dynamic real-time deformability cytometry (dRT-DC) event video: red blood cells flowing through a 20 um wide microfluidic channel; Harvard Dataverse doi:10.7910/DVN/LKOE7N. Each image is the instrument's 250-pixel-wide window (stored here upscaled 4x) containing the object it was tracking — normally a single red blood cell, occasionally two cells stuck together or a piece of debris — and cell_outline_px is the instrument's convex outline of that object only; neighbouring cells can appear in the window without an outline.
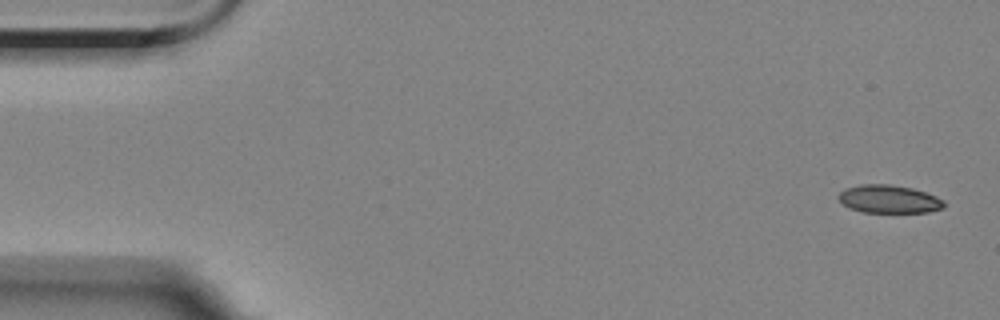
{"species": "Egyptian fruit bat (a non-hibernating species)", "species_latin": "Rousettus aegyptiacus", "temperature_condition": "room temperature", "stored_images_in_passage": 6, "segment_of_instrument_passage": [1, 2], "camera_frame_rate_fps": 3000, "um_per_image_px": 0.085, "animal": {"sex": "female"}, "frame": {"image": 1, "passage_image": 1, "time_ms": 0.0, "image_size_px": [1000, 320], "cell_outline_px": [[944, 208], [928, 212], [864, 212], [852, 208], [844, 204], [836, 196], [844, 188], [860, 184], [892, 184], [912, 188], [936, 196], [944, 200]], "centroid_in_image_um": [75.56, 16.91], "position_along_channel_um": 9.4, "area_um2": 17.22}}
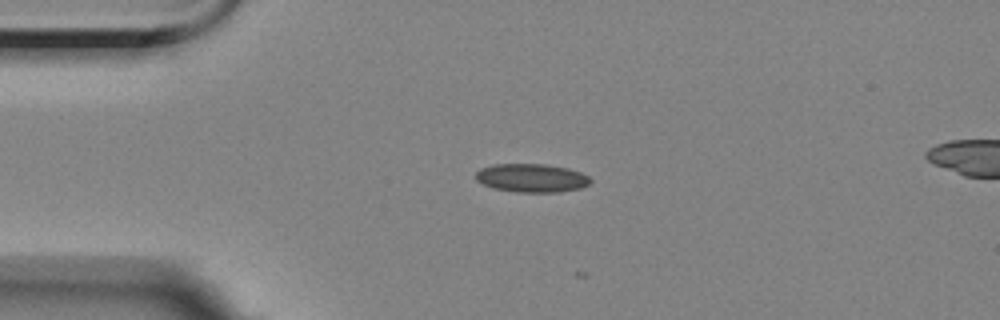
{"frame": {"image": 2, "passage_image": 4, "time_ms": 3.667, "image_size_px": [1000, 320], "cell_outline_px": [[592, 180], [588, 184], [580, 188], [556, 192], [516, 192], [492, 188], [476, 180], [476, 172], [480, 168], [492, 164], [544, 164], [568, 168], [580, 172], [588, 176]], "centroid_in_image_um": [45.16, 15.12], "position_along_channel_um": 39.8, "area_um2": 19.02}}